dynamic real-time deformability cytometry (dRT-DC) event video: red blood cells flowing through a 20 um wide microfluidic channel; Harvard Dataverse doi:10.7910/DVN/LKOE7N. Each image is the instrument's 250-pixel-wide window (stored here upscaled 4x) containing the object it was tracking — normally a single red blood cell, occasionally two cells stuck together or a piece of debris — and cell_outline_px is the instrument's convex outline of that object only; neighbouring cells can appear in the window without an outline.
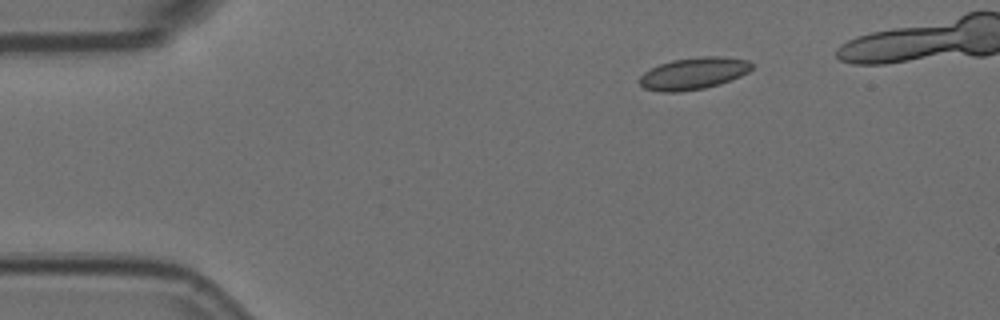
{"species": "Egyptian fruit bat (a non-hibernating species)", "species_latin": "Rousettus aegyptiacus", "temperature_condition": "room temperature", "stored_images_in_passage": 5, "camera_frame_rate_fps": 3000, "um_per_image_px": 0.085, "animal": {"sex": "female"}, "frame": {"image": 1, "passage_image": 2, "time_ms": 0.333, "image_size_px": [1000, 320], "cell_outline_px": [[752, 68], [748, 72], [740, 76], [720, 84], [704, 88], [680, 92], [660, 92], [644, 88], [636, 80], [644, 72], [660, 64], [672, 60], [700, 56], [724, 56], [748, 60], [752, 64]], "centroid_in_image_um": [58.93, 6.24], "position_along_channel_um": 26.1, "area_um2": 21.04}}